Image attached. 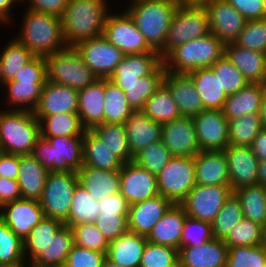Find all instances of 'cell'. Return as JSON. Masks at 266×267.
<instances>
[{
  "mask_svg": "<svg viewBox=\"0 0 266 267\" xmlns=\"http://www.w3.org/2000/svg\"><path fill=\"white\" fill-rule=\"evenodd\" d=\"M99 203L101 206V213H129L130 205L120 192L107 196L103 200L99 201Z\"/></svg>",
  "mask_w": 266,
  "mask_h": 267,
  "instance_id": "obj_63",
  "label": "cell"
},
{
  "mask_svg": "<svg viewBox=\"0 0 266 267\" xmlns=\"http://www.w3.org/2000/svg\"><path fill=\"white\" fill-rule=\"evenodd\" d=\"M20 34L16 39L35 56L59 52L67 47L60 17L26 9Z\"/></svg>",
  "mask_w": 266,
  "mask_h": 267,
  "instance_id": "obj_3",
  "label": "cell"
},
{
  "mask_svg": "<svg viewBox=\"0 0 266 267\" xmlns=\"http://www.w3.org/2000/svg\"><path fill=\"white\" fill-rule=\"evenodd\" d=\"M139 267H179V250L147 241Z\"/></svg>",
  "mask_w": 266,
  "mask_h": 267,
  "instance_id": "obj_53",
  "label": "cell"
},
{
  "mask_svg": "<svg viewBox=\"0 0 266 267\" xmlns=\"http://www.w3.org/2000/svg\"><path fill=\"white\" fill-rule=\"evenodd\" d=\"M101 213L98 200L86 191L84 187L77 184L71 201L68 219L64 224L68 227L95 223Z\"/></svg>",
  "mask_w": 266,
  "mask_h": 267,
  "instance_id": "obj_40",
  "label": "cell"
},
{
  "mask_svg": "<svg viewBox=\"0 0 266 267\" xmlns=\"http://www.w3.org/2000/svg\"><path fill=\"white\" fill-rule=\"evenodd\" d=\"M107 255L74 244L64 267H102Z\"/></svg>",
  "mask_w": 266,
  "mask_h": 267,
  "instance_id": "obj_59",
  "label": "cell"
},
{
  "mask_svg": "<svg viewBox=\"0 0 266 267\" xmlns=\"http://www.w3.org/2000/svg\"><path fill=\"white\" fill-rule=\"evenodd\" d=\"M132 156L161 140L162 124L153 121L142 110L133 111L124 123Z\"/></svg>",
  "mask_w": 266,
  "mask_h": 267,
  "instance_id": "obj_26",
  "label": "cell"
},
{
  "mask_svg": "<svg viewBox=\"0 0 266 267\" xmlns=\"http://www.w3.org/2000/svg\"><path fill=\"white\" fill-rule=\"evenodd\" d=\"M78 184L76 172H49L39 203L45 217L65 222Z\"/></svg>",
  "mask_w": 266,
  "mask_h": 267,
  "instance_id": "obj_9",
  "label": "cell"
},
{
  "mask_svg": "<svg viewBox=\"0 0 266 267\" xmlns=\"http://www.w3.org/2000/svg\"><path fill=\"white\" fill-rule=\"evenodd\" d=\"M231 190L258 184L259 160L251 146L229 145L224 150Z\"/></svg>",
  "mask_w": 266,
  "mask_h": 267,
  "instance_id": "obj_19",
  "label": "cell"
},
{
  "mask_svg": "<svg viewBox=\"0 0 266 267\" xmlns=\"http://www.w3.org/2000/svg\"><path fill=\"white\" fill-rule=\"evenodd\" d=\"M73 246V232L64 225L30 263L37 267H64Z\"/></svg>",
  "mask_w": 266,
  "mask_h": 267,
  "instance_id": "obj_34",
  "label": "cell"
},
{
  "mask_svg": "<svg viewBox=\"0 0 266 267\" xmlns=\"http://www.w3.org/2000/svg\"><path fill=\"white\" fill-rule=\"evenodd\" d=\"M74 47L97 78L108 79L125 56L103 35L80 41Z\"/></svg>",
  "mask_w": 266,
  "mask_h": 267,
  "instance_id": "obj_13",
  "label": "cell"
},
{
  "mask_svg": "<svg viewBox=\"0 0 266 267\" xmlns=\"http://www.w3.org/2000/svg\"><path fill=\"white\" fill-rule=\"evenodd\" d=\"M161 141L172 156L195 157L201 151L193 117L181 116L162 124Z\"/></svg>",
  "mask_w": 266,
  "mask_h": 267,
  "instance_id": "obj_17",
  "label": "cell"
},
{
  "mask_svg": "<svg viewBox=\"0 0 266 267\" xmlns=\"http://www.w3.org/2000/svg\"><path fill=\"white\" fill-rule=\"evenodd\" d=\"M20 155L0 152V176L17 180Z\"/></svg>",
  "mask_w": 266,
  "mask_h": 267,
  "instance_id": "obj_64",
  "label": "cell"
},
{
  "mask_svg": "<svg viewBox=\"0 0 266 267\" xmlns=\"http://www.w3.org/2000/svg\"><path fill=\"white\" fill-rule=\"evenodd\" d=\"M246 20L263 19L262 0H226Z\"/></svg>",
  "mask_w": 266,
  "mask_h": 267,
  "instance_id": "obj_62",
  "label": "cell"
},
{
  "mask_svg": "<svg viewBox=\"0 0 266 267\" xmlns=\"http://www.w3.org/2000/svg\"><path fill=\"white\" fill-rule=\"evenodd\" d=\"M27 1L29 4L26 9L45 13L48 15H53L56 17H62L64 10L69 2V0H21Z\"/></svg>",
  "mask_w": 266,
  "mask_h": 267,
  "instance_id": "obj_61",
  "label": "cell"
},
{
  "mask_svg": "<svg viewBox=\"0 0 266 267\" xmlns=\"http://www.w3.org/2000/svg\"><path fill=\"white\" fill-rule=\"evenodd\" d=\"M26 267H37V266H34L31 263H27V266Z\"/></svg>",
  "mask_w": 266,
  "mask_h": 267,
  "instance_id": "obj_77",
  "label": "cell"
},
{
  "mask_svg": "<svg viewBox=\"0 0 266 267\" xmlns=\"http://www.w3.org/2000/svg\"><path fill=\"white\" fill-rule=\"evenodd\" d=\"M224 55L249 83H262L266 75V53L249 50L234 43L224 45Z\"/></svg>",
  "mask_w": 266,
  "mask_h": 267,
  "instance_id": "obj_30",
  "label": "cell"
},
{
  "mask_svg": "<svg viewBox=\"0 0 266 267\" xmlns=\"http://www.w3.org/2000/svg\"><path fill=\"white\" fill-rule=\"evenodd\" d=\"M27 263L0 264V267H26Z\"/></svg>",
  "mask_w": 266,
  "mask_h": 267,
  "instance_id": "obj_73",
  "label": "cell"
},
{
  "mask_svg": "<svg viewBox=\"0 0 266 267\" xmlns=\"http://www.w3.org/2000/svg\"><path fill=\"white\" fill-rule=\"evenodd\" d=\"M129 205L159 195L157 176L135 162H127L120 169V191Z\"/></svg>",
  "mask_w": 266,
  "mask_h": 267,
  "instance_id": "obj_16",
  "label": "cell"
},
{
  "mask_svg": "<svg viewBox=\"0 0 266 267\" xmlns=\"http://www.w3.org/2000/svg\"><path fill=\"white\" fill-rule=\"evenodd\" d=\"M83 165L103 170H120L123 163L116 158L91 130L83 137Z\"/></svg>",
  "mask_w": 266,
  "mask_h": 267,
  "instance_id": "obj_38",
  "label": "cell"
},
{
  "mask_svg": "<svg viewBox=\"0 0 266 267\" xmlns=\"http://www.w3.org/2000/svg\"><path fill=\"white\" fill-rule=\"evenodd\" d=\"M132 112L125 92L105 78L104 123L124 124Z\"/></svg>",
  "mask_w": 266,
  "mask_h": 267,
  "instance_id": "obj_45",
  "label": "cell"
},
{
  "mask_svg": "<svg viewBox=\"0 0 266 267\" xmlns=\"http://www.w3.org/2000/svg\"><path fill=\"white\" fill-rule=\"evenodd\" d=\"M0 84H2V65L0 61Z\"/></svg>",
  "mask_w": 266,
  "mask_h": 267,
  "instance_id": "obj_76",
  "label": "cell"
},
{
  "mask_svg": "<svg viewBox=\"0 0 266 267\" xmlns=\"http://www.w3.org/2000/svg\"><path fill=\"white\" fill-rule=\"evenodd\" d=\"M210 33L204 7L178 6L167 32L164 47L159 51L163 59L173 48Z\"/></svg>",
  "mask_w": 266,
  "mask_h": 267,
  "instance_id": "obj_8",
  "label": "cell"
},
{
  "mask_svg": "<svg viewBox=\"0 0 266 267\" xmlns=\"http://www.w3.org/2000/svg\"><path fill=\"white\" fill-rule=\"evenodd\" d=\"M258 184L266 188V160L259 162L258 167Z\"/></svg>",
  "mask_w": 266,
  "mask_h": 267,
  "instance_id": "obj_68",
  "label": "cell"
},
{
  "mask_svg": "<svg viewBox=\"0 0 266 267\" xmlns=\"http://www.w3.org/2000/svg\"><path fill=\"white\" fill-rule=\"evenodd\" d=\"M128 214L100 213L94 223L108 242L128 231Z\"/></svg>",
  "mask_w": 266,
  "mask_h": 267,
  "instance_id": "obj_58",
  "label": "cell"
},
{
  "mask_svg": "<svg viewBox=\"0 0 266 267\" xmlns=\"http://www.w3.org/2000/svg\"><path fill=\"white\" fill-rule=\"evenodd\" d=\"M226 267H266V249L262 245L229 247Z\"/></svg>",
  "mask_w": 266,
  "mask_h": 267,
  "instance_id": "obj_52",
  "label": "cell"
},
{
  "mask_svg": "<svg viewBox=\"0 0 266 267\" xmlns=\"http://www.w3.org/2000/svg\"><path fill=\"white\" fill-rule=\"evenodd\" d=\"M163 84L169 89L181 116L194 117L204 111L200 95L188 74L166 71Z\"/></svg>",
  "mask_w": 266,
  "mask_h": 267,
  "instance_id": "obj_21",
  "label": "cell"
},
{
  "mask_svg": "<svg viewBox=\"0 0 266 267\" xmlns=\"http://www.w3.org/2000/svg\"><path fill=\"white\" fill-rule=\"evenodd\" d=\"M162 62L159 52L125 55L108 79L114 84H132L150 75Z\"/></svg>",
  "mask_w": 266,
  "mask_h": 267,
  "instance_id": "obj_24",
  "label": "cell"
},
{
  "mask_svg": "<svg viewBox=\"0 0 266 267\" xmlns=\"http://www.w3.org/2000/svg\"><path fill=\"white\" fill-rule=\"evenodd\" d=\"M251 149L259 161L266 160V129L260 130L251 144Z\"/></svg>",
  "mask_w": 266,
  "mask_h": 267,
  "instance_id": "obj_66",
  "label": "cell"
},
{
  "mask_svg": "<svg viewBox=\"0 0 266 267\" xmlns=\"http://www.w3.org/2000/svg\"><path fill=\"white\" fill-rule=\"evenodd\" d=\"M262 128L259 113H250L229 120V145L251 146Z\"/></svg>",
  "mask_w": 266,
  "mask_h": 267,
  "instance_id": "obj_47",
  "label": "cell"
},
{
  "mask_svg": "<svg viewBox=\"0 0 266 267\" xmlns=\"http://www.w3.org/2000/svg\"><path fill=\"white\" fill-rule=\"evenodd\" d=\"M21 1V0H0V21L2 22V24L4 23H10L12 17V13H10V11L12 10V6L14 4H17Z\"/></svg>",
  "mask_w": 266,
  "mask_h": 267,
  "instance_id": "obj_67",
  "label": "cell"
},
{
  "mask_svg": "<svg viewBox=\"0 0 266 267\" xmlns=\"http://www.w3.org/2000/svg\"><path fill=\"white\" fill-rule=\"evenodd\" d=\"M259 114H260L262 127L266 129V99L264 97H262Z\"/></svg>",
  "mask_w": 266,
  "mask_h": 267,
  "instance_id": "obj_70",
  "label": "cell"
},
{
  "mask_svg": "<svg viewBox=\"0 0 266 267\" xmlns=\"http://www.w3.org/2000/svg\"><path fill=\"white\" fill-rule=\"evenodd\" d=\"M261 245L266 249V222L262 226V244Z\"/></svg>",
  "mask_w": 266,
  "mask_h": 267,
  "instance_id": "obj_72",
  "label": "cell"
},
{
  "mask_svg": "<svg viewBox=\"0 0 266 267\" xmlns=\"http://www.w3.org/2000/svg\"><path fill=\"white\" fill-rule=\"evenodd\" d=\"M211 68L219 79L221 89L227 96L237 93L249 84L244 75L226 58L225 55L217 60Z\"/></svg>",
  "mask_w": 266,
  "mask_h": 267,
  "instance_id": "obj_49",
  "label": "cell"
},
{
  "mask_svg": "<svg viewBox=\"0 0 266 267\" xmlns=\"http://www.w3.org/2000/svg\"><path fill=\"white\" fill-rule=\"evenodd\" d=\"M194 160L196 184L230 185L227 159L223 150L200 151Z\"/></svg>",
  "mask_w": 266,
  "mask_h": 267,
  "instance_id": "obj_28",
  "label": "cell"
},
{
  "mask_svg": "<svg viewBox=\"0 0 266 267\" xmlns=\"http://www.w3.org/2000/svg\"><path fill=\"white\" fill-rule=\"evenodd\" d=\"M213 239L211 223L200 221L198 219L186 217L180 247L198 246L205 244Z\"/></svg>",
  "mask_w": 266,
  "mask_h": 267,
  "instance_id": "obj_57",
  "label": "cell"
},
{
  "mask_svg": "<svg viewBox=\"0 0 266 267\" xmlns=\"http://www.w3.org/2000/svg\"><path fill=\"white\" fill-rule=\"evenodd\" d=\"M160 195L180 204L196 185L194 157L173 156L157 175Z\"/></svg>",
  "mask_w": 266,
  "mask_h": 267,
  "instance_id": "obj_10",
  "label": "cell"
},
{
  "mask_svg": "<svg viewBox=\"0 0 266 267\" xmlns=\"http://www.w3.org/2000/svg\"><path fill=\"white\" fill-rule=\"evenodd\" d=\"M49 171L31 155H20L17 182L23 199L39 200Z\"/></svg>",
  "mask_w": 266,
  "mask_h": 267,
  "instance_id": "obj_32",
  "label": "cell"
},
{
  "mask_svg": "<svg viewBox=\"0 0 266 267\" xmlns=\"http://www.w3.org/2000/svg\"><path fill=\"white\" fill-rule=\"evenodd\" d=\"M103 36L125 55L158 52L148 45L133 19L124 10L121 13L108 14Z\"/></svg>",
  "mask_w": 266,
  "mask_h": 267,
  "instance_id": "obj_11",
  "label": "cell"
},
{
  "mask_svg": "<svg viewBox=\"0 0 266 267\" xmlns=\"http://www.w3.org/2000/svg\"><path fill=\"white\" fill-rule=\"evenodd\" d=\"M229 247L221 239L179 249V267H226Z\"/></svg>",
  "mask_w": 266,
  "mask_h": 267,
  "instance_id": "obj_23",
  "label": "cell"
},
{
  "mask_svg": "<svg viewBox=\"0 0 266 267\" xmlns=\"http://www.w3.org/2000/svg\"><path fill=\"white\" fill-rule=\"evenodd\" d=\"M105 78H98L86 88L78 90V114L83 126L91 130L104 123Z\"/></svg>",
  "mask_w": 266,
  "mask_h": 267,
  "instance_id": "obj_27",
  "label": "cell"
},
{
  "mask_svg": "<svg viewBox=\"0 0 266 267\" xmlns=\"http://www.w3.org/2000/svg\"><path fill=\"white\" fill-rule=\"evenodd\" d=\"M234 44L266 53V19L247 20Z\"/></svg>",
  "mask_w": 266,
  "mask_h": 267,
  "instance_id": "obj_54",
  "label": "cell"
},
{
  "mask_svg": "<svg viewBox=\"0 0 266 267\" xmlns=\"http://www.w3.org/2000/svg\"><path fill=\"white\" fill-rule=\"evenodd\" d=\"M91 131L103 141L110 152L123 164L133 161L128 143L126 127L122 123H102L94 126Z\"/></svg>",
  "mask_w": 266,
  "mask_h": 267,
  "instance_id": "obj_39",
  "label": "cell"
},
{
  "mask_svg": "<svg viewBox=\"0 0 266 267\" xmlns=\"http://www.w3.org/2000/svg\"><path fill=\"white\" fill-rule=\"evenodd\" d=\"M28 263L23 253V240L1 219L0 264Z\"/></svg>",
  "mask_w": 266,
  "mask_h": 267,
  "instance_id": "obj_56",
  "label": "cell"
},
{
  "mask_svg": "<svg viewBox=\"0 0 266 267\" xmlns=\"http://www.w3.org/2000/svg\"><path fill=\"white\" fill-rule=\"evenodd\" d=\"M202 100L204 110H222L227 94L221 89L219 79L211 67L198 68L188 73Z\"/></svg>",
  "mask_w": 266,
  "mask_h": 267,
  "instance_id": "obj_33",
  "label": "cell"
},
{
  "mask_svg": "<svg viewBox=\"0 0 266 267\" xmlns=\"http://www.w3.org/2000/svg\"><path fill=\"white\" fill-rule=\"evenodd\" d=\"M223 241L228 247L261 245L262 225L243 217Z\"/></svg>",
  "mask_w": 266,
  "mask_h": 267,
  "instance_id": "obj_51",
  "label": "cell"
},
{
  "mask_svg": "<svg viewBox=\"0 0 266 267\" xmlns=\"http://www.w3.org/2000/svg\"><path fill=\"white\" fill-rule=\"evenodd\" d=\"M45 83L32 82H6L3 87L7 89L8 110L31 111L37 108L42 88ZM15 108H14V107ZM26 106V107H25ZM13 107V108H12ZM11 108V109H10Z\"/></svg>",
  "mask_w": 266,
  "mask_h": 267,
  "instance_id": "obj_43",
  "label": "cell"
},
{
  "mask_svg": "<svg viewBox=\"0 0 266 267\" xmlns=\"http://www.w3.org/2000/svg\"><path fill=\"white\" fill-rule=\"evenodd\" d=\"M166 70L163 62L148 76L141 77L132 84H115L126 94L133 111L142 110L145 102L162 85Z\"/></svg>",
  "mask_w": 266,
  "mask_h": 267,
  "instance_id": "obj_36",
  "label": "cell"
},
{
  "mask_svg": "<svg viewBox=\"0 0 266 267\" xmlns=\"http://www.w3.org/2000/svg\"><path fill=\"white\" fill-rule=\"evenodd\" d=\"M261 84H266V75H265L264 81Z\"/></svg>",
  "mask_w": 266,
  "mask_h": 267,
  "instance_id": "obj_78",
  "label": "cell"
},
{
  "mask_svg": "<svg viewBox=\"0 0 266 267\" xmlns=\"http://www.w3.org/2000/svg\"><path fill=\"white\" fill-rule=\"evenodd\" d=\"M77 112L78 90L51 81L45 82L38 106L34 110L35 116Z\"/></svg>",
  "mask_w": 266,
  "mask_h": 267,
  "instance_id": "obj_22",
  "label": "cell"
},
{
  "mask_svg": "<svg viewBox=\"0 0 266 267\" xmlns=\"http://www.w3.org/2000/svg\"><path fill=\"white\" fill-rule=\"evenodd\" d=\"M142 111L159 124H164L181 117L169 89L163 83L147 99Z\"/></svg>",
  "mask_w": 266,
  "mask_h": 267,
  "instance_id": "obj_44",
  "label": "cell"
},
{
  "mask_svg": "<svg viewBox=\"0 0 266 267\" xmlns=\"http://www.w3.org/2000/svg\"><path fill=\"white\" fill-rule=\"evenodd\" d=\"M243 217L240 201L232 192L211 223L213 238L224 240L230 233L231 228L240 222Z\"/></svg>",
  "mask_w": 266,
  "mask_h": 267,
  "instance_id": "obj_48",
  "label": "cell"
},
{
  "mask_svg": "<svg viewBox=\"0 0 266 267\" xmlns=\"http://www.w3.org/2000/svg\"><path fill=\"white\" fill-rule=\"evenodd\" d=\"M83 137H40L31 155L49 172H77L83 166Z\"/></svg>",
  "mask_w": 266,
  "mask_h": 267,
  "instance_id": "obj_6",
  "label": "cell"
},
{
  "mask_svg": "<svg viewBox=\"0 0 266 267\" xmlns=\"http://www.w3.org/2000/svg\"><path fill=\"white\" fill-rule=\"evenodd\" d=\"M203 7L210 32L224 44L234 43L247 21L243 15L226 0H209Z\"/></svg>",
  "mask_w": 266,
  "mask_h": 267,
  "instance_id": "obj_14",
  "label": "cell"
},
{
  "mask_svg": "<svg viewBox=\"0 0 266 267\" xmlns=\"http://www.w3.org/2000/svg\"><path fill=\"white\" fill-rule=\"evenodd\" d=\"M40 122L41 137L84 136L83 126L78 113H61L49 116H36Z\"/></svg>",
  "mask_w": 266,
  "mask_h": 267,
  "instance_id": "obj_37",
  "label": "cell"
},
{
  "mask_svg": "<svg viewBox=\"0 0 266 267\" xmlns=\"http://www.w3.org/2000/svg\"><path fill=\"white\" fill-rule=\"evenodd\" d=\"M173 203L157 195L129 206L128 231L147 237Z\"/></svg>",
  "mask_w": 266,
  "mask_h": 267,
  "instance_id": "obj_20",
  "label": "cell"
},
{
  "mask_svg": "<svg viewBox=\"0 0 266 267\" xmlns=\"http://www.w3.org/2000/svg\"><path fill=\"white\" fill-rule=\"evenodd\" d=\"M201 151L224 150L229 146V120L222 110H204L193 117Z\"/></svg>",
  "mask_w": 266,
  "mask_h": 267,
  "instance_id": "obj_15",
  "label": "cell"
},
{
  "mask_svg": "<svg viewBox=\"0 0 266 267\" xmlns=\"http://www.w3.org/2000/svg\"><path fill=\"white\" fill-rule=\"evenodd\" d=\"M107 0H69L61 17L67 46L103 35L109 12Z\"/></svg>",
  "mask_w": 266,
  "mask_h": 267,
  "instance_id": "obj_1",
  "label": "cell"
},
{
  "mask_svg": "<svg viewBox=\"0 0 266 267\" xmlns=\"http://www.w3.org/2000/svg\"><path fill=\"white\" fill-rule=\"evenodd\" d=\"M262 97L261 83H249L237 93L227 97L222 112L228 120L250 113H259Z\"/></svg>",
  "mask_w": 266,
  "mask_h": 267,
  "instance_id": "obj_35",
  "label": "cell"
},
{
  "mask_svg": "<svg viewBox=\"0 0 266 267\" xmlns=\"http://www.w3.org/2000/svg\"><path fill=\"white\" fill-rule=\"evenodd\" d=\"M172 157L171 152L160 140L138 152L134 156L133 162L157 176Z\"/></svg>",
  "mask_w": 266,
  "mask_h": 267,
  "instance_id": "obj_50",
  "label": "cell"
},
{
  "mask_svg": "<svg viewBox=\"0 0 266 267\" xmlns=\"http://www.w3.org/2000/svg\"><path fill=\"white\" fill-rule=\"evenodd\" d=\"M0 210V218L21 240L45 217L39 200L34 199L14 200Z\"/></svg>",
  "mask_w": 266,
  "mask_h": 267,
  "instance_id": "obj_18",
  "label": "cell"
},
{
  "mask_svg": "<svg viewBox=\"0 0 266 267\" xmlns=\"http://www.w3.org/2000/svg\"><path fill=\"white\" fill-rule=\"evenodd\" d=\"M263 90V97L266 99V84H261Z\"/></svg>",
  "mask_w": 266,
  "mask_h": 267,
  "instance_id": "obj_75",
  "label": "cell"
},
{
  "mask_svg": "<svg viewBox=\"0 0 266 267\" xmlns=\"http://www.w3.org/2000/svg\"><path fill=\"white\" fill-rule=\"evenodd\" d=\"M187 214L181 204H172L164 216L154 225L147 241L180 249V240Z\"/></svg>",
  "mask_w": 266,
  "mask_h": 267,
  "instance_id": "obj_25",
  "label": "cell"
},
{
  "mask_svg": "<svg viewBox=\"0 0 266 267\" xmlns=\"http://www.w3.org/2000/svg\"><path fill=\"white\" fill-rule=\"evenodd\" d=\"M19 199L22 196L17 180L0 176V209L4 204Z\"/></svg>",
  "mask_w": 266,
  "mask_h": 267,
  "instance_id": "obj_65",
  "label": "cell"
},
{
  "mask_svg": "<svg viewBox=\"0 0 266 267\" xmlns=\"http://www.w3.org/2000/svg\"><path fill=\"white\" fill-rule=\"evenodd\" d=\"M147 238L127 231L109 242L107 258L123 267H139Z\"/></svg>",
  "mask_w": 266,
  "mask_h": 267,
  "instance_id": "obj_31",
  "label": "cell"
},
{
  "mask_svg": "<svg viewBox=\"0 0 266 267\" xmlns=\"http://www.w3.org/2000/svg\"><path fill=\"white\" fill-rule=\"evenodd\" d=\"M7 82H46V62L44 56H35L20 69L14 78Z\"/></svg>",
  "mask_w": 266,
  "mask_h": 267,
  "instance_id": "obj_60",
  "label": "cell"
},
{
  "mask_svg": "<svg viewBox=\"0 0 266 267\" xmlns=\"http://www.w3.org/2000/svg\"><path fill=\"white\" fill-rule=\"evenodd\" d=\"M102 267H123L119 264H116L114 262H112L111 260H109L107 257L102 265Z\"/></svg>",
  "mask_w": 266,
  "mask_h": 267,
  "instance_id": "obj_71",
  "label": "cell"
},
{
  "mask_svg": "<svg viewBox=\"0 0 266 267\" xmlns=\"http://www.w3.org/2000/svg\"><path fill=\"white\" fill-rule=\"evenodd\" d=\"M35 55L15 37L4 46L0 52V61L2 65V86L7 81L14 78L15 75L31 61Z\"/></svg>",
  "mask_w": 266,
  "mask_h": 267,
  "instance_id": "obj_46",
  "label": "cell"
},
{
  "mask_svg": "<svg viewBox=\"0 0 266 267\" xmlns=\"http://www.w3.org/2000/svg\"><path fill=\"white\" fill-rule=\"evenodd\" d=\"M178 6L203 7L209 0H174Z\"/></svg>",
  "mask_w": 266,
  "mask_h": 267,
  "instance_id": "obj_69",
  "label": "cell"
},
{
  "mask_svg": "<svg viewBox=\"0 0 266 267\" xmlns=\"http://www.w3.org/2000/svg\"><path fill=\"white\" fill-rule=\"evenodd\" d=\"M177 7L174 0H135L124 10L133 19L148 45L159 52L164 47Z\"/></svg>",
  "mask_w": 266,
  "mask_h": 267,
  "instance_id": "obj_2",
  "label": "cell"
},
{
  "mask_svg": "<svg viewBox=\"0 0 266 267\" xmlns=\"http://www.w3.org/2000/svg\"><path fill=\"white\" fill-rule=\"evenodd\" d=\"M64 225L61 220L44 217L23 240V253L26 262L30 263Z\"/></svg>",
  "mask_w": 266,
  "mask_h": 267,
  "instance_id": "obj_42",
  "label": "cell"
},
{
  "mask_svg": "<svg viewBox=\"0 0 266 267\" xmlns=\"http://www.w3.org/2000/svg\"><path fill=\"white\" fill-rule=\"evenodd\" d=\"M224 43L211 32L173 48L162 60L167 72L188 74L211 67L224 55Z\"/></svg>",
  "mask_w": 266,
  "mask_h": 267,
  "instance_id": "obj_4",
  "label": "cell"
},
{
  "mask_svg": "<svg viewBox=\"0 0 266 267\" xmlns=\"http://www.w3.org/2000/svg\"><path fill=\"white\" fill-rule=\"evenodd\" d=\"M242 206L244 218L260 225L266 222V188L260 184L233 190Z\"/></svg>",
  "mask_w": 266,
  "mask_h": 267,
  "instance_id": "obj_41",
  "label": "cell"
},
{
  "mask_svg": "<svg viewBox=\"0 0 266 267\" xmlns=\"http://www.w3.org/2000/svg\"><path fill=\"white\" fill-rule=\"evenodd\" d=\"M40 137V122L34 112L0 110L1 152L16 155L31 154Z\"/></svg>",
  "mask_w": 266,
  "mask_h": 267,
  "instance_id": "obj_5",
  "label": "cell"
},
{
  "mask_svg": "<svg viewBox=\"0 0 266 267\" xmlns=\"http://www.w3.org/2000/svg\"><path fill=\"white\" fill-rule=\"evenodd\" d=\"M0 239H1V218H0Z\"/></svg>",
  "mask_w": 266,
  "mask_h": 267,
  "instance_id": "obj_79",
  "label": "cell"
},
{
  "mask_svg": "<svg viewBox=\"0 0 266 267\" xmlns=\"http://www.w3.org/2000/svg\"><path fill=\"white\" fill-rule=\"evenodd\" d=\"M70 228L75 245L107 254L109 242L95 224L88 223Z\"/></svg>",
  "mask_w": 266,
  "mask_h": 267,
  "instance_id": "obj_55",
  "label": "cell"
},
{
  "mask_svg": "<svg viewBox=\"0 0 266 267\" xmlns=\"http://www.w3.org/2000/svg\"><path fill=\"white\" fill-rule=\"evenodd\" d=\"M45 62L46 81L80 90L98 79L74 46L47 55Z\"/></svg>",
  "mask_w": 266,
  "mask_h": 267,
  "instance_id": "obj_7",
  "label": "cell"
},
{
  "mask_svg": "<svg viewBox=\"0 0 266 267\" xmlns=\"http://www.w3.org/2000/svg\"><path fill=\"white\" fill-rule=\"evenodd\" d=\"M263 19H266V0H262Z\"/></svg>",
  "mask_w": 266,
  "mask_h": 267,
  "instance_id": "obj_74",
  "label": "cell"
},
{
  "mask_svg": "<svg viewBox=\"0 0 266 267\" xmlns=\"http://www.w3.org/2000/svg\"><path fill=\"white\" fill-rule=\"evenodd\" d=\"M78 184L98 201L120 191V170H103L83 165L77 172Z\"/></svg>",
  "mask_w": 266,
  "mask_h": 267,
  "instance_id": "obj_29",
  "label": "cell"
},
{
  "mask_svg": "<svg viewBox=\"0 0 266 267\" xmlns=\"http://www.w3.org/2000/svg\"><path fill=\"white\" fill-rule=\"evenodd\" d=\"M232 192L230 185L196 184L180 204L187 216L212 223Z\"/></svg>",
  "mask_w": 266,
  "mask_h": 267,
  "instance_id": "obj_12",
  "label": "cell"
}]
</instances>
